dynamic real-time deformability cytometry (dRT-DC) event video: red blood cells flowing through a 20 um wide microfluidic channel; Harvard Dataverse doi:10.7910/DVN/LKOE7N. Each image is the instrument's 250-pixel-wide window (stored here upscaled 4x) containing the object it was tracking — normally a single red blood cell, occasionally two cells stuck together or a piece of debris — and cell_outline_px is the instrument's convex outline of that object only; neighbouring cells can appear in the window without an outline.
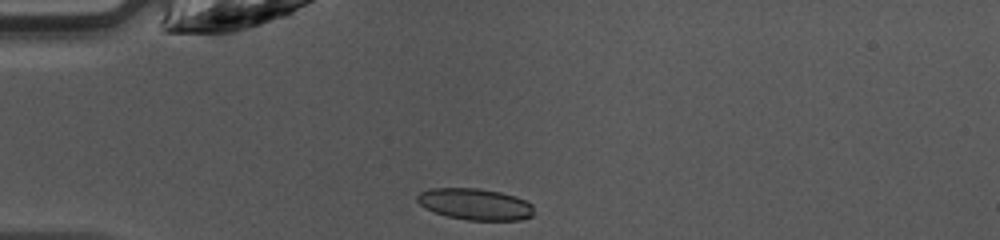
{"species": "common noctule bat (a hibernating species)", "species_latin": "Nyctalus noctula", "temperature_condition": "warm", "stored_images_in_passage": 36, "camera_frame_rate_fps": 3000, "um_per_image_px": 0.085, "animal": {"sex": "female", "body_mass_g": 10.0, "forearm_length_mm": 53.1}, "frame": {"image": 1, "passage_image": 1, "time_ms": 0.0, "image_size_px": [1000, 240], "cell_outline_px": [[532, 216], [520, 220], [468, 220], [448, 216], [424, 208], [416, 200], [416, 196], [420, 192], [428, 188], [480, 188], [500, 192], [516, 196], [532, 204]], "centroid_in_image_um": [40.36, 17.34], "position_along_channel_um": 44.6, "area_um2": 21.39}}
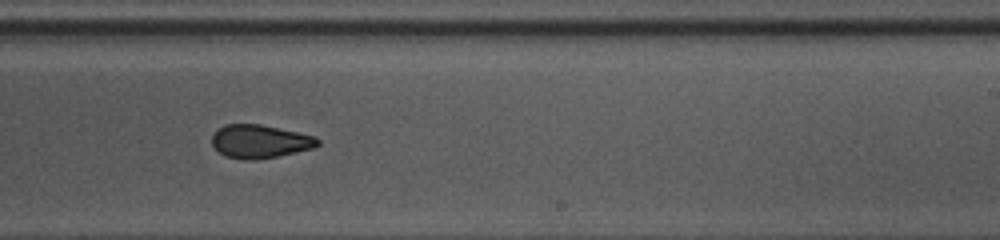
{"frame": {"image": 2, "passage_image": 18, "time_ms": 5.667, "image_size_px": [1000, 240], "cell_outline_px": [[320, 144], [312, 148], [276, 156], [256, 160], [244, 160], [228, 156], [220, 152], [212, 144], [212, 136], [216, 128], [224, 124], [260, 124], [296, 132], [312, 136], [320, 140]], "centroid_in_image_um": [22.04, 12.01], "position_along_channel_um": 267.0, "area_um2": 20.29}}
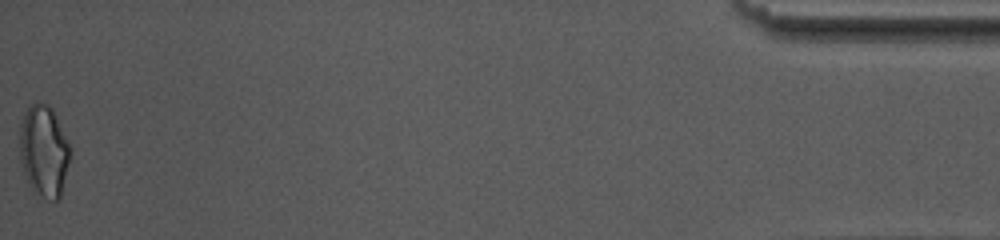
{"frame": {"image": 3, "passage_image": 36, "time_ms": 11.667, "image_size_px": [1000, 240], "cell_outline_px": [[72, 152], [60, 196], [56, 200], [52, 200], [32, 192], [28, 184], [20, 160], [20, 124], [24, 112], [36, 100], [40, 100], [48, 104], [52, 108], [56, 116]], "centroid_in_image_um": [3.72, 12.81], "position_along_channel_um": 431.5, "area_um2": 27.11}, "authors_computed_cell_mechanics": {"area_um2": 21.4438, "velocity_mm_per_s": 4.253, "shape_relaxation_time_tau1_ms": 7.2316, "shape_relaxation_time_tau2_ms": 1.6923, "deformation_change_tau1": 0.1608, "deformation_change_tau2": 0.0784}}